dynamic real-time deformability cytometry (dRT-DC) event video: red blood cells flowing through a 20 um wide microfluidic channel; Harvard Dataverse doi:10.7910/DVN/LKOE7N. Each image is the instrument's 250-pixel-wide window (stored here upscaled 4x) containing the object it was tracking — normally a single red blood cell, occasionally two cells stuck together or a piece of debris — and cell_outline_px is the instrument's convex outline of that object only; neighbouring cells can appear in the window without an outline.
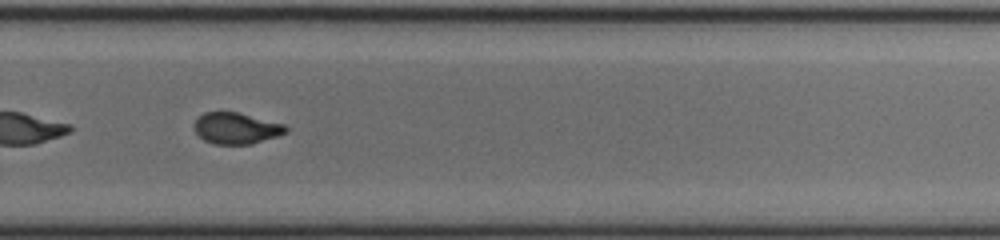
{"species": "common noctule bat (a hibernating species)", "species_latin": "Nyctalus noctula", "temperature_condition": "cold", "stored_images_in_passage": 25, "camera_frame_rate_fps": 3000, "um_per_image_px": 0.085, "animal": {"sex": "male", "body_mass_g": 20.0, "forearm_length_mm": 53.3}, "frame": {"image": 1, "passage_image": 22, "time_ms": 7.0, "image_size_px": [1000, 240], "cell_outline_px": [[288, 132], [252, 144], [216, 144], [204, 140], [196, 132], [192, 124], [204, 112], [236, 112], [284, 124], [288, 128]], "centroid_in_image_um": [20.07, 10.9], "position_along_channel_um": 309.7, "area_um2": 16.53}}